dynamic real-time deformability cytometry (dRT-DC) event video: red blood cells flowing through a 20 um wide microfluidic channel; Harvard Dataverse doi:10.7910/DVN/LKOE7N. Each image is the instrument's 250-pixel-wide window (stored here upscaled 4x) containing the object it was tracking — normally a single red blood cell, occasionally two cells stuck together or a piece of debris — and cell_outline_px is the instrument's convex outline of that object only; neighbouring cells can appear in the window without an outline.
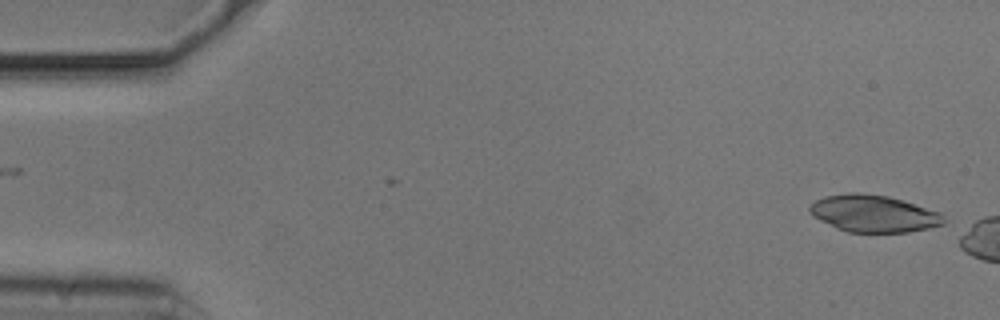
{"species": "common noctule bat (a hibernating species)", "species_latin": "Nyctalus noctula", "temperature_condition": "cold", "stored_images_in_passage": 10, "camera_frame_rate_fps": 3000, "um_per_image_px": 0.085, "animal": {"sex": "male", "body_mass_g": 20.5, "forearm_length_mm": 52.5}, "frame": {"image": 1, "passage_image": 1, "time_ms": 0.0, "image_size_px": [1000, 320], "cell_outline_px": [[948, 220], [944, 224], [928, 228], [908, 232], [848, 232], [836, 228], [812, 216], [808, 212], [808, 208], [816, 200], [824, 196], [848, 192], [856, 192], [888, 196], [940, 212]], "centroid_in_image_um": [74.25, 18.15], "position_along_channel_um": 10.8, "area_um2": 29.02}}